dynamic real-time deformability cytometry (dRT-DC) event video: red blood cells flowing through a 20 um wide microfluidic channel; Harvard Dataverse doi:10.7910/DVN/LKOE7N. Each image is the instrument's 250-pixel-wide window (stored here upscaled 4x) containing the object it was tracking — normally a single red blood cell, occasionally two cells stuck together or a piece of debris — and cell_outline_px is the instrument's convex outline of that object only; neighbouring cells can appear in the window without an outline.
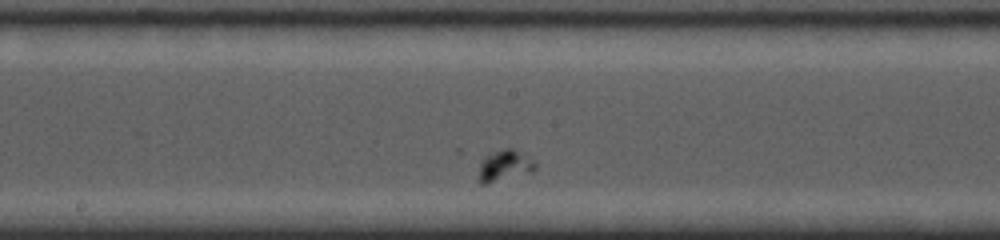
{"species": "common noctule bat (a hibernating species)", "species_latin": "Nyctalus noctula", "temperature_condition": "cold", "stored_images_in_passage": 38, "camera_frame_rate_fps": 5000, "um_per_image_px": 0.085, "animal": {"sex": "female", "body_mass_g": 19.0, "forearm_length_mm": 53.3}, "frame": {"image": 1, "passage_image": 16, "time_ms": 4.8, "image_size_px": [1000, 240], "cell_outline_px": [[536, 168], [532, 172], [488, 184], [480, 184], [476, 180], [480, 164], [484, 156], [492, 152], [504, 148], [512, 148], [536, 160]], "centroid_in_image_um": [42.87, 14.1], "position_along_channel_um": 205.3, "area_um2": 10.64}}
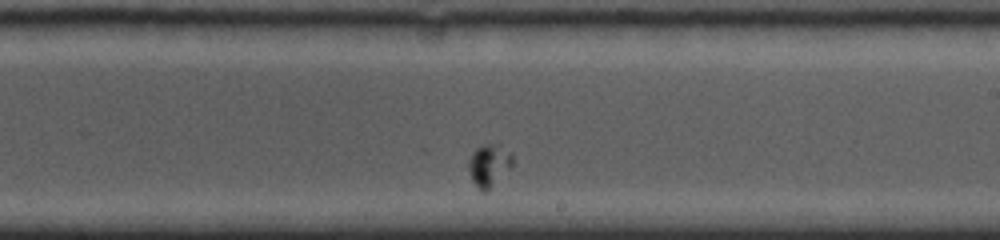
{"frame": {"image": 2, "passage_image": 22, "time_ms": 6.0, "image_size_px": [1000, 240], "cell_outline_px": [[512, 168], [488, 192], [480, 192], [472, 180], [468, 172], [468, 160], [472, 152], [480, 144], [496, 144], [512, 152]], "centroid_in_image_um": [41.56, 14.08], "position_along_channel_um": 247.4, "area_um2": 11.33}}